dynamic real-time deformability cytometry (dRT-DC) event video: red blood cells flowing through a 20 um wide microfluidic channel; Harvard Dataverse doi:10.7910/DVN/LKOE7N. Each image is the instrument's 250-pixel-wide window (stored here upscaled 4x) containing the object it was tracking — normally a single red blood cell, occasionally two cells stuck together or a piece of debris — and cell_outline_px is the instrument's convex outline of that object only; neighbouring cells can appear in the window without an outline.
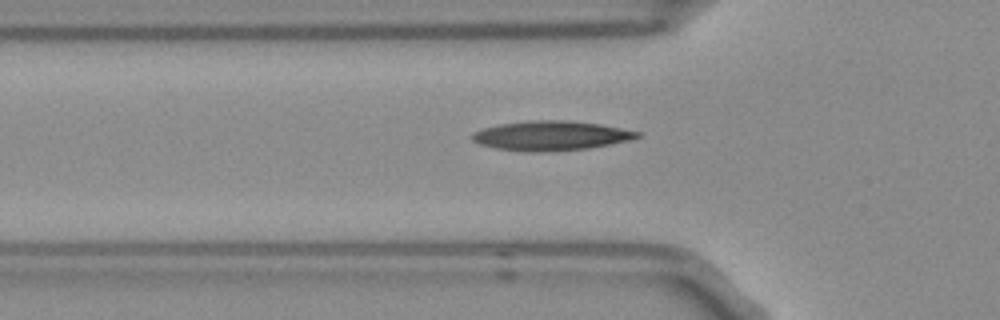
{"species": "Egyptian fruit bat (a non-hibernating species)", "species_latin": "Rousettus aegyptiacus", "temperature_condition": "room temperature", "stored_images_in_passage": 40, "camera_frame_rate_fps": 3000, "um_per_image_px": 0.085, "frame": {"image": 1, "passage_image": 3, "time_ms": 0.667, "image_size_px": [1000, 320], "cell_outline_px": [[640, 136], [628, 140], [588, 148], [540, 152], [532, 152], [496, 148], [480, 144], [472, 140], [472, 132], [484, 128], [500, 124], [528, 120], [568, 120], [600, 124], [640, 132]], "centroid_in_image_um": [46.79, 11.52], "position_along_channel_um": 79.0, "area_um2": 28.09}}
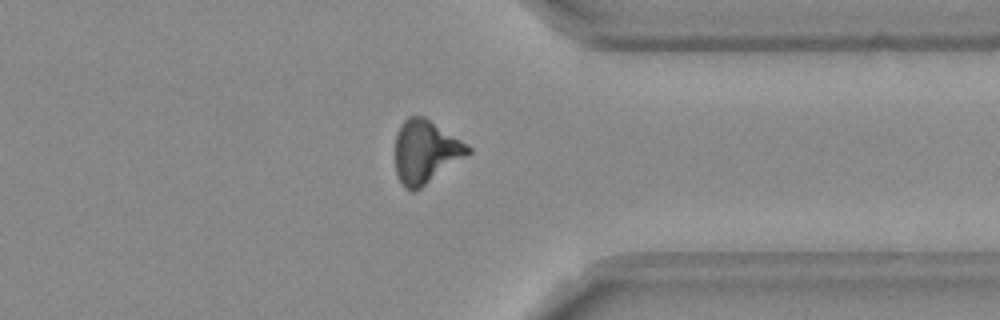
{"frame": {"image": 2, "passage_image": 27, "time_ms": 8.667, "image_size_px": [1000, 320], "cell_outline_px": [[472, 152], [416, 192], [412, 192], [404, 188], [396, 172], [396, 132], [400, 124], [408, 116], [424, 116], [468, 144], [472, 148]], "centroid_in_image_um": [36.17, 12.9], "position_along_channel_um": 375.2, "area_um2": 26.93}}
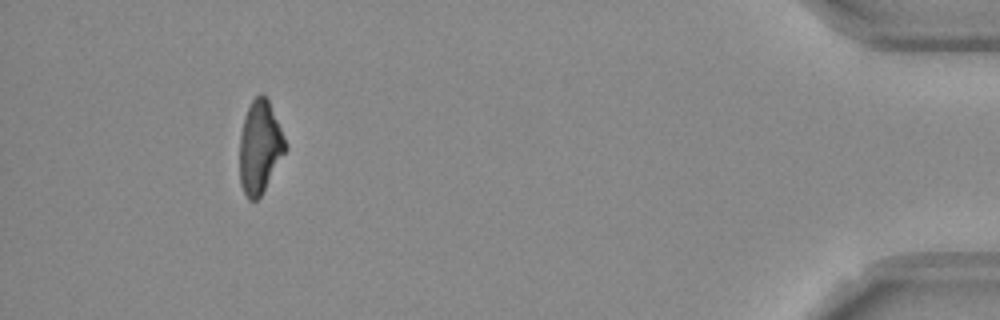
{"frame": {"image": 3, "passage_image": 35, "time_ms": 11.333, "image_size_px": [1000, 320], "cell_outline_px": [[288, 148], [260, 196], [256, 200], [248, 200], [240, 184], [240, 136], [244, 116], [252, 100], [260, 92], [268, 100], [280, 128]], "centroid_in_image_um": [22.07, 12.51], "position_along_channel_um": 413.1, "area_um2": 24.33}, "authors_computed_cell_mechanics": {"area_um2": 26.0389, "velocity_mm_per_s": 3.7647, "shape_relaxation_time_tau1_ms": null, "shape_relaxation_time_tau2_ms": 6.4489, "deformation_change_tau1": null, "deformation_change_tau2": 0.1762}}